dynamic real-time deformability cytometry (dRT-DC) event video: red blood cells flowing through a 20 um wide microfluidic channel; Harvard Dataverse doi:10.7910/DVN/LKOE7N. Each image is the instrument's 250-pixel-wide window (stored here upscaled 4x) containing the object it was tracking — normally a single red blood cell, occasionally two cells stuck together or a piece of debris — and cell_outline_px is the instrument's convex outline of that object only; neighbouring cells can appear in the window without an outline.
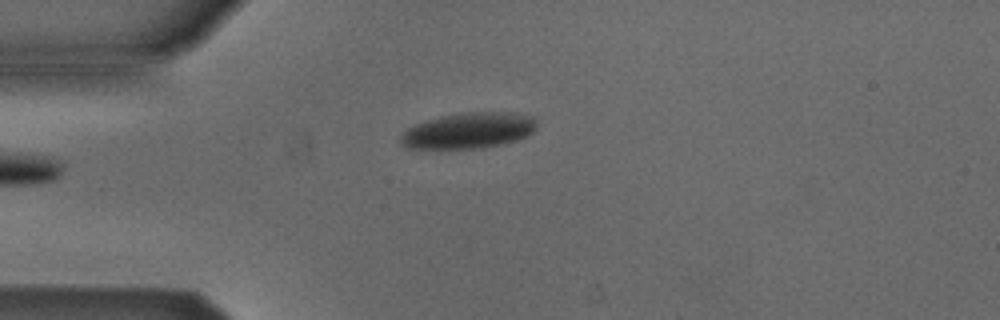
{"species": "Egyptian fruit bat (a non-hibernating species)", "species_latin": "Rousettus aegyptiacus", "temperature_condition": "cold", "stored_images_in_passage": 2, "camera_frame_rate_fps": 3000, "um_per_image_px": 0.085, "animal": {"sex": "male"}, "frame": {"image": 1, "passage_image": 2, "time_ms": 0.333, "image_size_px": [1000, 320], "cell_outline_px": [[536, 128], [532, 132], [516, 140], [500, 144], [480, 148], [404, 148], [400, 144], [400, 136], [408, 128], [416, 124], [440, 116], [468, 112], [512, 112], [536, 116]], "centroid_in_image_um": [39.84, 11.09], "position_along_channel_um": 45.2, "area_um2": 28.32}}